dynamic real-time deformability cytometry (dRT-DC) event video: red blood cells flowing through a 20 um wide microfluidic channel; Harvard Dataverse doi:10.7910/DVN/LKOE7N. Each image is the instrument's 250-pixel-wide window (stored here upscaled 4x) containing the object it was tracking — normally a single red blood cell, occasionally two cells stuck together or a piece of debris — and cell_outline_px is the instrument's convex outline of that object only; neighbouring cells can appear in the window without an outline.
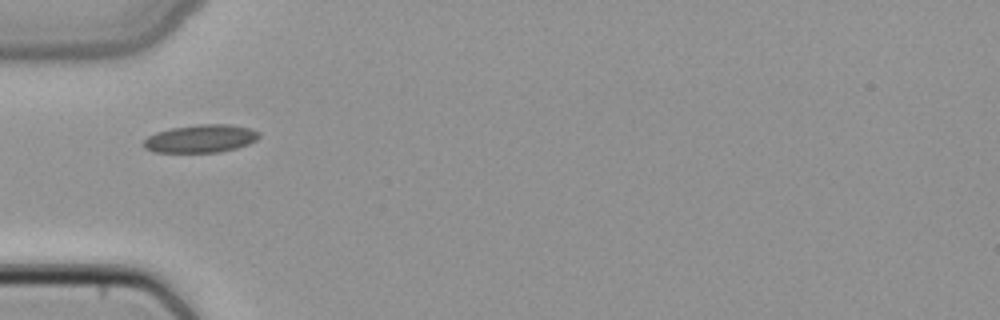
{"species": "common noctule bat (a hibernating species)", "species_latin": "Nyctalus noctula", "temperature_condition": "cold", "stored_images_in_passage": 2, "camera_frame_rate_fps": 3000, "um_per_image_px": 0.085, "animal": {"sex": "female", "body_mass_g": 22.7, "forearm_length_mm": 54.2}, "frame": {"image": 1, "passage_image": 1, "time_ms": 0.0, "image_size_px": [1000, 320], "cell_outline_px": [[260, 136], [256, 140], [248, 144], [236, 148], [220, 152], [152, 152], [144, 148], [144, 140], [148, 136], [156, 132], [172, 128], [200, 124], [232, 124], [252, 128], [260, 132]], "centroid_in_image_um": [17.09, 11.78], "position_along_channel_um": 67.9, "area_um2": 18.9}}
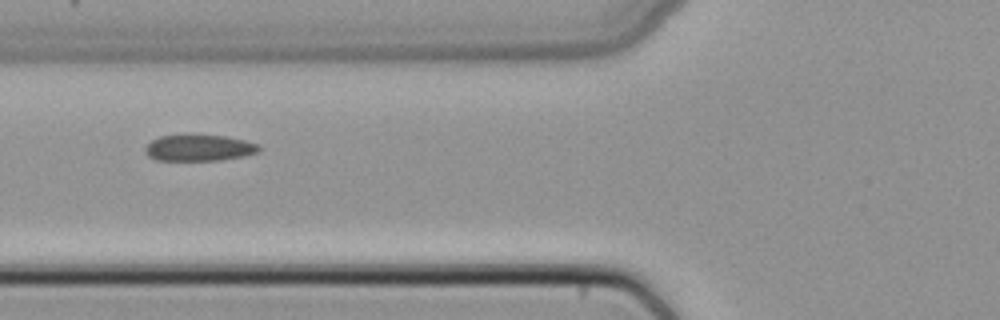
{"frame": {"image": 2, "passage_image": 2, "time_ms": 0.333, "image_size_px": [1000, 320], "cell_outline_px": [[260, 152], [244, 156], [220, 160], [156, 160], [148, 156], [144, 152], [144, 148], [152, 140], [160, 136], [224, 136], [244, 140], [260, 144]], "centroid_in_image_um": [16.94, 12.59], "position_along_channel_um": 108.9, "area_um2": 17.22}}